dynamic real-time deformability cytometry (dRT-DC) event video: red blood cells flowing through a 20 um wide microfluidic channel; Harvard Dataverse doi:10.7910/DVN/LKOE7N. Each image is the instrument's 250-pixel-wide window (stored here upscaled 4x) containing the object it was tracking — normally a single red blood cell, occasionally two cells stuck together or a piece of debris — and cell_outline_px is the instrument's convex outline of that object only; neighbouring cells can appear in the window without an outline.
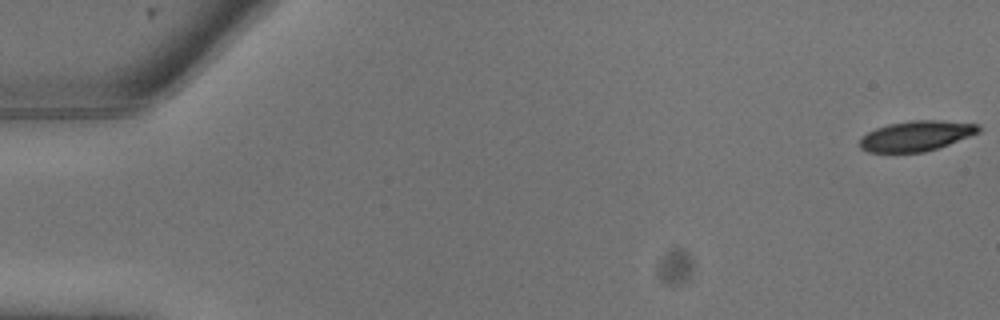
{"species": "common noctule bat (a hibernating species)", "species_latin": "Nyctalus noctula", "temperature_condition": "warm", "stored_images_in_passage": 11, "camera_frame_rate_fps": 3000, "um_per_image_px": 0.085, "animal": {"sex": "male", "body_mass_g": 13.3}, "frame": {"image": 1, "passage_image": 1, "time_ms": 0.0, "image_size_px": [1000, 320], "cell_outline_px": [[980, 132], [948, 144], [924, 152], [868, 152], [860, 148], [860, 136], [876, 128], [888, 124], [912, 120], [940, 120], [980, 124]], "centroid_in_image_um": [77.87, 11.54], "position_along_channel_um": 7.1, "area_um2": 20.87}}
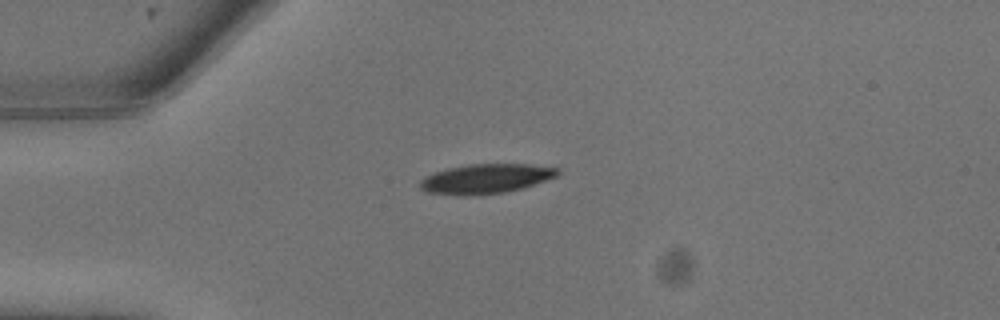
{"frame": {"image": 2, "passage_image": 7, "time_ms": 2.0, "image_size_px": [1000, 320], "cell_outline_px": [[560, 172], [556, 176], [524, 188], [504, 192], [464, 196], [460, 196], [424, 192], [420, 188], [420, 180], [424, 176], [448, 168], [468, 164], [528, 164], [560, 168]], "centroid_in_image_um": [41.27, 15.19], "position_along_channel_um": 43.7, "area_um2": 23.81}}
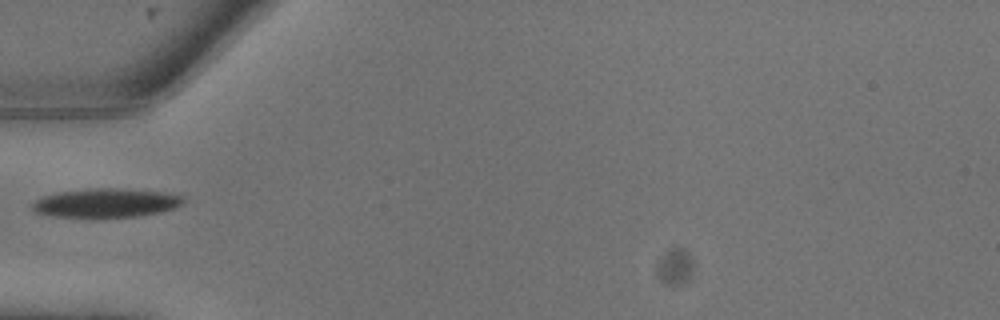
{"frame": {"image": 3, "passage_image": 9, "time_ms": 2.667, "image_size_px": [1000, 320], "cell_outline_px": [[184, 204], [176, 208], [160, 212], [136, 216], [96, 220], [80, 220], [52, 216], [32, 212], [32, 204], [36, 200], [44, 196], [60, 192], [96, 188], [112, 188], [164, 192], [184, 196]], "centroid_in_image_um": [8.98, 17.31], "position_along_channel_um": 76.0, "area_um2": 26.47}}